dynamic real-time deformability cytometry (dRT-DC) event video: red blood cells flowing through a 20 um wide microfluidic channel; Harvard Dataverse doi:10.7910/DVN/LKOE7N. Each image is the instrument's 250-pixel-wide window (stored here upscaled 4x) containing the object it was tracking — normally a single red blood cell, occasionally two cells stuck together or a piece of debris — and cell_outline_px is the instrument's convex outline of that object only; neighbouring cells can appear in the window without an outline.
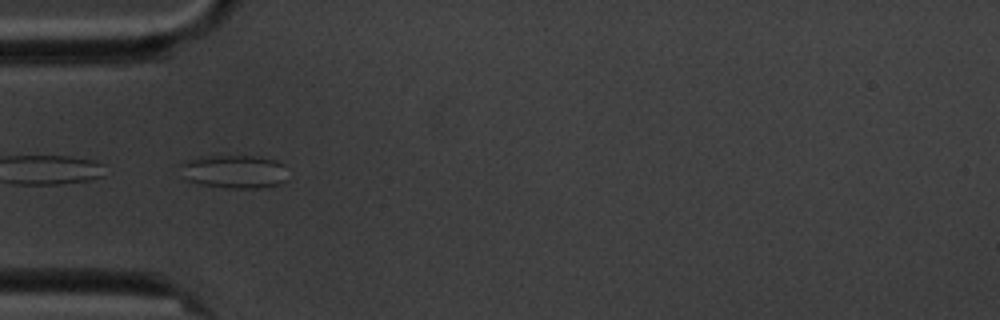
{"species": "common noctule bat (a hibernating species)", "species_latin": "Nyctalus noctula", "temperature_condition": "cold", "stored_images_in_passage": 5, "camera_frame_rate_fps": 3000, "um_per_image_px": 0.085, "animal": {"sex": "male", "body_mass_g": 20.1, "forearm_length_mm": 53.5}, "frame": {"image": 1, "passage_image": 4, "time_ms": 4.333, "image_size_px": [1000, 320], "cell_outline_px": [[284, 180], [280, 184], [260, 188], [224, 188], [200, 184], [188, 180], [180, 164], [184, 160], [208, 156], [256, 156], [276, 160], [284, 164]], "centroid_in_image_um": [19.92, 14.58], "position_along_channel_um": 65.1, "area_um2": 20.63}}
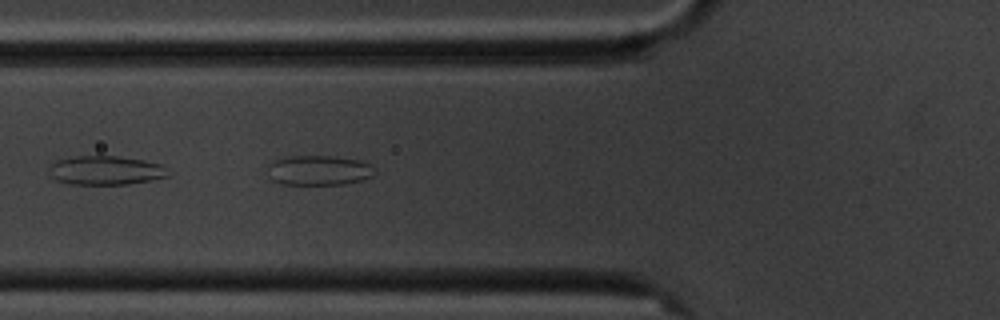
{"frame": {"image": 2, "passage_image": 5, "time_ms": 5.333, "image_size_px": [1000, 320], "cell_outline_px": [[376, 172], [372, 176], [360, 180], [344, 184], [280, 184], [272, 180], [268, 176], [268, 164], [276, 160], [288, 156], [332, 156], [360, 160], [376, 168]], "centroid_in_image_um": [27.09, 14.48], "position_along_channel_um": 98.7, "area_um2": 18.67}}